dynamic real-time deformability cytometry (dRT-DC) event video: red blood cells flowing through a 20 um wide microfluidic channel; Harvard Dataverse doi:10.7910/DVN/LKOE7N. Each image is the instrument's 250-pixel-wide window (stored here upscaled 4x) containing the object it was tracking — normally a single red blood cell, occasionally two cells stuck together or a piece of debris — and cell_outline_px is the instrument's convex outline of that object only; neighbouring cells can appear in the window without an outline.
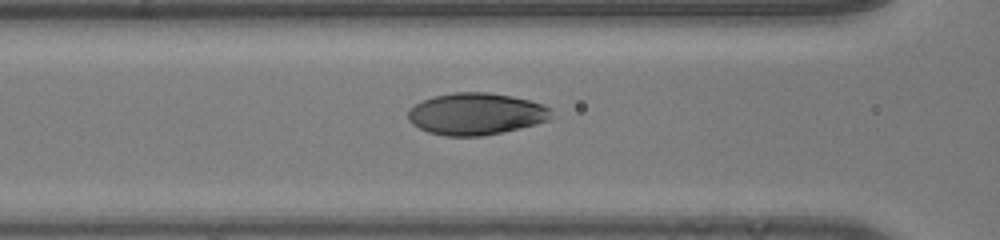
{"species": "human", "species_latin": "Homo sapiens", "temperature_condition": "room temperature", "stored_images_in_passage": 47, "camera_frame_rate_fps": 3000, "um_per_image_px": 0.085, "donor": {"sex": "male"}, "frame": {"image": 1, "passage_image": 24, "time_ms": 7.667, "image_size_px": [1000, 240], "cell_outline_px": [[552, 108], [548, 120], [536, 124], [484, 136], [444, 136], [428, 132], [412, 124], [408, 120], [408, 108], [432, 96], [452, 92], [488, 92], [512, 96], [544, 104]], "centroid_in_image_um": [40.44, 9.67], "position_along_channel_um": 126.2, "area_um2": 35.08}}
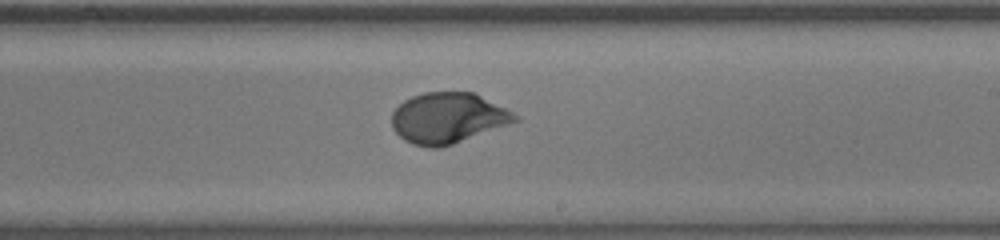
{"frame": {"image": 2, "passage_image": 33, "time_ms": 10.667, "image_size_px": [1000, 240], "cell_outline_px": [[520, 120], [452, 144], [440, 148], [428, 148], [412, 144], [404, 140], [392, 128], [392, 112], [404, 100], [412, 96], [424, 92], [472, 92], [520, 116]], "centroid_in_image_um": [38.03, 10.04], "position_along_channel_um": 251.0, "area_um2": 36.07}}
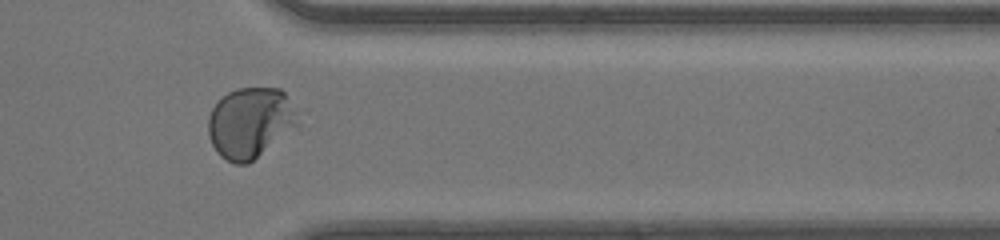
{"frame": {"image": 3, "passage_image": 43, "time_ms": 14.0, "image_size_px": [1000, 240], "cell_outline_px": [[300, 124], [248, 164], [236, 164], [220, 156], [216, 152], [208, 136], [208, 116], [212, 108], [228, 92], [236, 88], [280, 88], [284, 92], [296, 112]], "centroid_in_image_um": [21.25, 10.43], "position_along_channel_um": 390.1, "area_um2": 36.76}}